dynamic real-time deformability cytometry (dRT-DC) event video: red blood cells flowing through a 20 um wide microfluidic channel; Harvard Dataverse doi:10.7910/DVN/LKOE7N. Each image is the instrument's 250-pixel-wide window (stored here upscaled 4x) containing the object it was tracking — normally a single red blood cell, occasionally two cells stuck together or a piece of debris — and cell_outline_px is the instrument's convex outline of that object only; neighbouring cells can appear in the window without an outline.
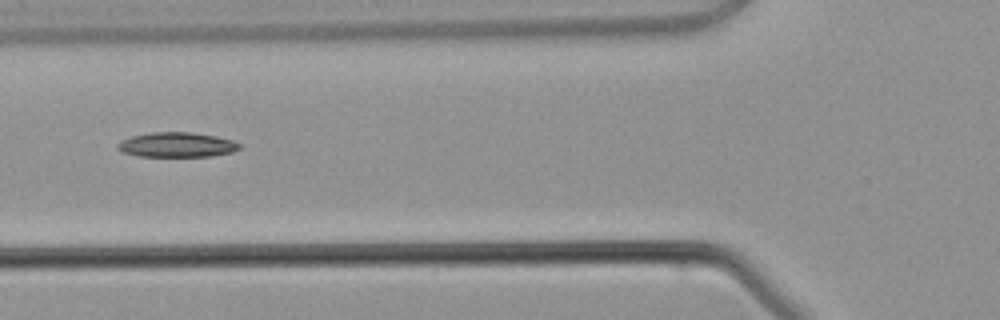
{"species": "common noctule bat (a hibernating species)", "species_latin": "Nyctalus noctula", "temperature_condition": "warm", "stored_images_in_passage": 4, "camera_frame_rate_fps": 3000, "um_per_image_px": 0.085, "animal": {"sex": "male", "body_mass_g": 21.5, "forearm_length_mm": 52.0}, "frame": {"image": 1, "passage_image": 3, "time_ms": 2.667, "image_size_px": [1000, 320], "cell_outline_px": [[240, 148], [232, 152], [212, 156], [140, 156], [124, 152], [116, 148], [116, 144], [120, 140], [132, 136], [152, 132], [192, 132], [216, 136], [232, 140], [240, 144]], "centroid_in_image_um": [15.02, 12.3], "position_along_channel_um": 110.8, "area_um2": 17.57}}
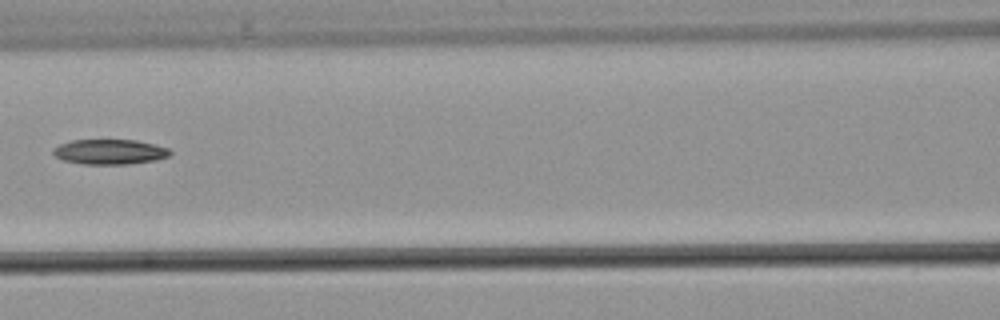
{"frame": {"image": 2, "passage_image": 4, "time_ms": 3.667, "image_size_px": [1000, 320], "cell_outline_px": [[172, 152], [168, 156], [156, 160], [128, 164], [84, 164], [64, 160], [56, 156], [52, 152], [60, 144], [72, 140], [136, 140], [168, 148]], "centroid_in_image_um": [9.35, 12.9], "position_along_channel_um": 157.3, "area_um2": 16.82}}